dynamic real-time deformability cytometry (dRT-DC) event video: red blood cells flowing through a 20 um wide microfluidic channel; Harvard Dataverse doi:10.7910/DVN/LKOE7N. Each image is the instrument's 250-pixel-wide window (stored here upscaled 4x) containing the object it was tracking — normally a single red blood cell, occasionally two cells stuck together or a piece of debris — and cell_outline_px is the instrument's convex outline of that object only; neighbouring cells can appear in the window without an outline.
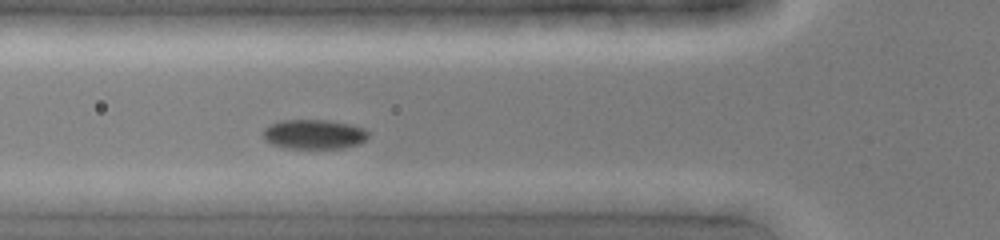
{"species": "common noctule bat (a hibernating species)", "species_latin": "Nyctalus noctula", "temperature_condition": "cold", "stored_images_in_passage": 6, "camera_frame_rate_fps": 3000, "um_per_image_px": 0.085, "animal": {"sex": "female", "body_mass_g": 19.0, "forearm_length_mm": 51.5}, "frame": {"image": 1, "passage_image": 2, "time_ms": 0.333, "image_size_px": [1000, 240], "cell_outline_px": [[368, 136], [364, 140], [356, 144], [340, 148], [288, 148], [272, 144], [264, 136], [264, 128], [280, 120], [328, 120], [348, 124], [364, 128], [368, 132]], "centroid_in_image_um": [26.69, 11.4], "position_along_channel_um": 99.1, "area_um2": 17.74}}